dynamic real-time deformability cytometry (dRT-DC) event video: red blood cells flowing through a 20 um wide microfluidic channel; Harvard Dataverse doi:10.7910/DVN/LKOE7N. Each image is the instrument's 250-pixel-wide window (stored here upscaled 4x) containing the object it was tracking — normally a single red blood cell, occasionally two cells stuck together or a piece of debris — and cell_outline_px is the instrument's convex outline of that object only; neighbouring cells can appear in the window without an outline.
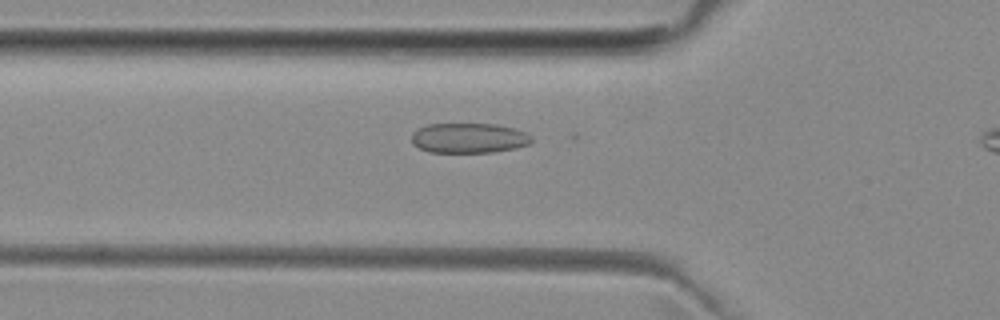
{"species": "common noctule bat (a hibernating species)", "species_latin": "Nyctalus noctula", "temperature_condition": "room temperature", "stored_images_in_passage": 38, "camera_frame_rate_fps": 3000, "um_per_image_px": 0.085, "animal": {"sex": "female", "body_mass_g": 29.2, "forearm_length_mm": 56.3}, "frame": {"image": 1, "passage_image": 11, "time_ms": 3.333, "image_size_px": [1000, 320], "cell_outline_px": [[532, 140], [528, 144], [516, 148], [492, 152], [428, 152], [412, 144], [412, 132], [428, 124], [496, 124], [512, 128], [524, 132], [532, 136]], "centroid_in_image_um": [39.84, 11.73], "position_along_channel_um": 86.0, "area_um2": 20.87}}
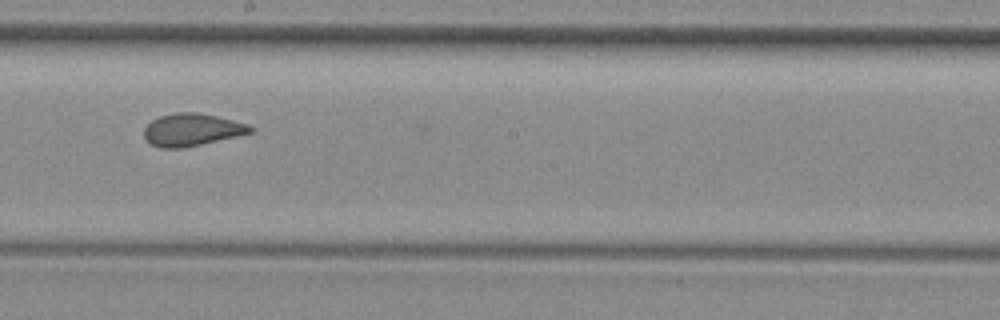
{"frame": {"image": 2, "passage_image": 22, "time_ms": 7.0, "image_size_px": [1000, 320], "cell_outline_px": [[256, 128], [252, 132], [236, 136], [200, 144], [180, 148], [160, 148], [152, 144], [144, 136], [144, 128], [152, 120], [160, 116], [176, 112], [196, 112], [216, 116], [248, 124]], "centroid_in_image_um": [16.31, 11.02], "position_along_channel_um": 231.9, "area_um2": 19.83}}
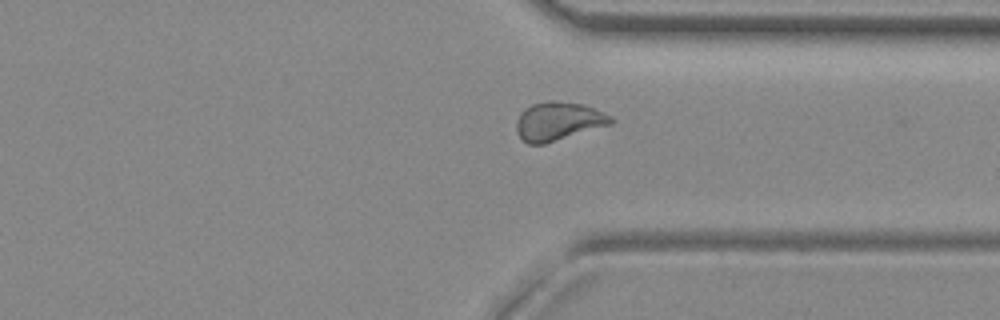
{"frame": {"image": 3, "passage_image": 32, "time_ms": 10.333, "image_size_px": [1000, 320], "cell_outline_px": [[616, 120], [612, 124], [544, 144], [528, 144], [520, 136], [516, 128], [516, 124], [520, 112], [524, 108], [532, 104], [584, 104], [612, 116]], "centroid_in_image_um": [47.48, 10.35], "position_along_channel_um": 363.9, "area_um2": 20.46}}